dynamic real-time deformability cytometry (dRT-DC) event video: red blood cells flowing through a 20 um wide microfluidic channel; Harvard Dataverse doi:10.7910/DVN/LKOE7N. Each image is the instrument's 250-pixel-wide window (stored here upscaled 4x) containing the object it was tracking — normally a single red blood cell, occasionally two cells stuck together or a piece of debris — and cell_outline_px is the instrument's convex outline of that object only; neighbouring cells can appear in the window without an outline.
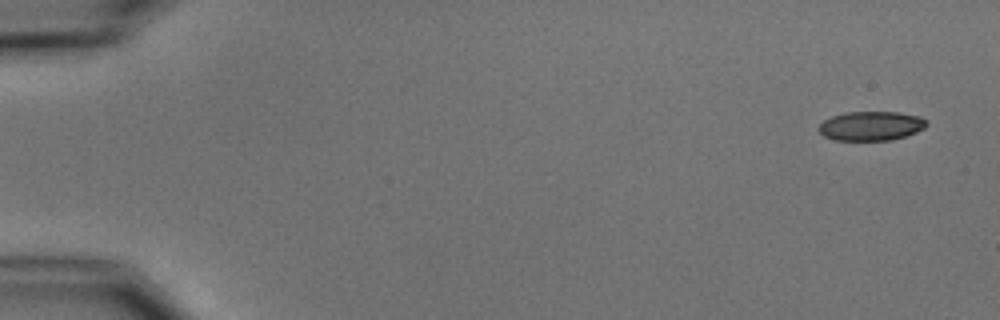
{"species": "common noctule bat (a hibernating species)", "species_latin": "Nyctalus noctula", "temperature_condition": "cold", "stored_images_in_passage": 5, "camera_frame_rate_fps": 3000, "um_per_image_px": 0.085, "animal": {"sex": "male", "body_mass_g": 15.6}, "frame": {"image": 1, "passage_image": 1, "time_ms": 0.0, "image_size_px": [1000, 320], "cell_outline_px": [[928, 124], [924, 128], [916, 132], [892, 140], [836, 140], [824, 136], [816, 128], [824, 120], [832, 116], [848, 112], [900, 112], [920, 116]], "centroid_in_image_um": [74.03, 10.7], "position_along_channel_um": 11.0, "area_um2": 18.32}}
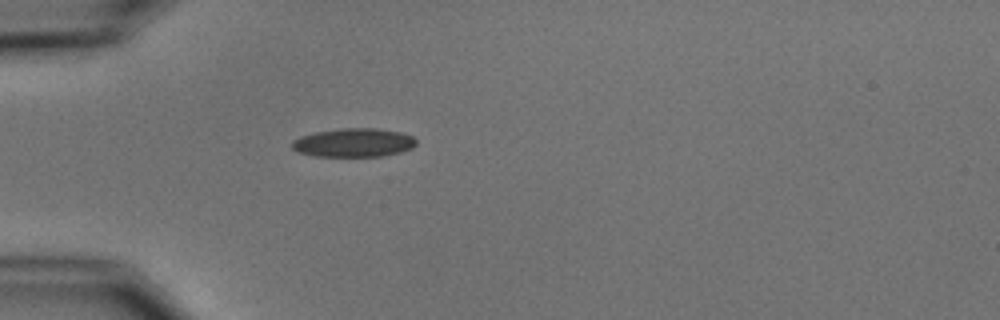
{"frame": {"image": 2, "passage_image": 5, "time_ms": 4.667, "image_size_px": [1000, 320], "cell_outline_px": [[416, 144], [412, 148], [400, 152], [384, 156], [316, 156], [300, 152], [292, 148], [292, 140], [300, 136], [316, 132], [340, 128], [376, 128], [400, 132], [412, 136], [416, 140]], "centroid_in_image_um": [30.07, 12.12], "position_along_channel_um": 54.9, "area_um2": 20.69}}